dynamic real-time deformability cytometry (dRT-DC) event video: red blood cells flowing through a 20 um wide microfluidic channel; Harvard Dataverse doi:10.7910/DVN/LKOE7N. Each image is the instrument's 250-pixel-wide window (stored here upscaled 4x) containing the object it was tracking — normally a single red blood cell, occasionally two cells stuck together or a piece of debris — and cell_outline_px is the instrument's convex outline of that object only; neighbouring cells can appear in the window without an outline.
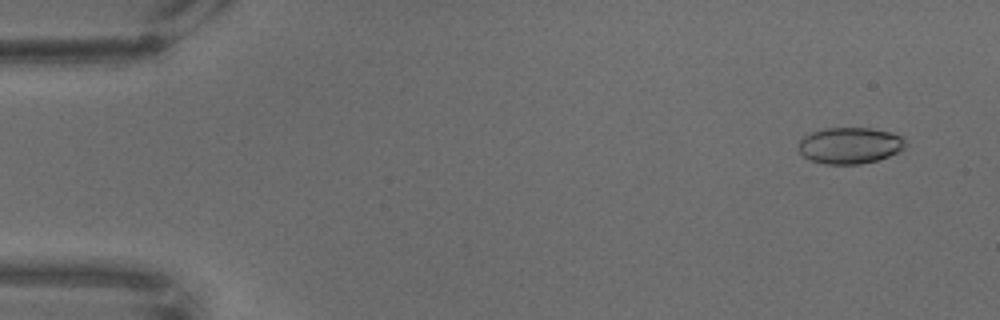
{"species": "common noctule bat (a hibernating species)", "species_latin": "Nyctalus noctula", "temperature_condition": "warm", "stored_images_in_passage": 70, "camera_frame_rate_fps": 3000, "um_per_image_px": 0.085, "animal": {"sex": "male", "body_mass_g": 18.8}, "frame": {"image": 1, "passage_image": 5, "time_ms": 1.333, "image_size_px": [1000, 320], "cell_outline_px": [[904, 148], [888, 156], [876, 160], [860, 164], [824, 164], [812, 160], [804, 156], [800, 152], [800, 140], [804, 136], [812, 132], [828, 128], [868, 128], [888, 132], [900, 136], [904, 140]], "centroid_in_image_um": [72.21, 12.37], "position_along_channel_um": 12.8, "area_um2": 22.14}}
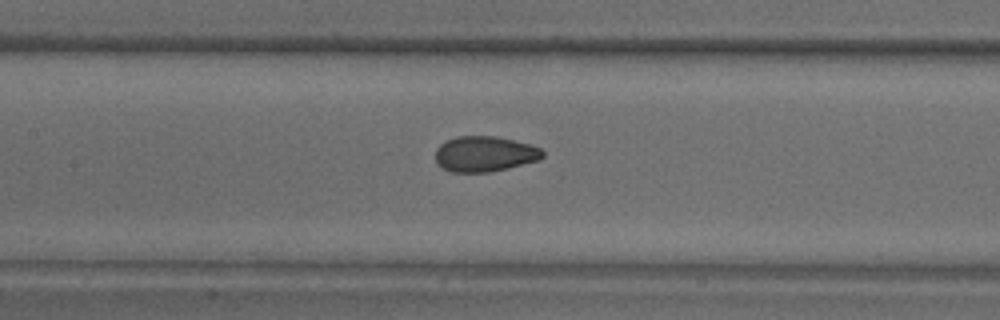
{"frame": {"image": 2, "passage_image": 33, "time_ms": 10.667, "image_size_px": [1000, 320], "cell_outline_px": [[544, 156], [540, 160], [508, 168], [488, 172], [452, 172], [436, 164], [436, 148], [440, 144], [456, 136], [496, 136], [528, 144], [540, 148], [544, 152]], "centroid_in_image_um": [41.19, 13.09], "position_along_channel_um": 166.2, "area_um2": 22.14}}
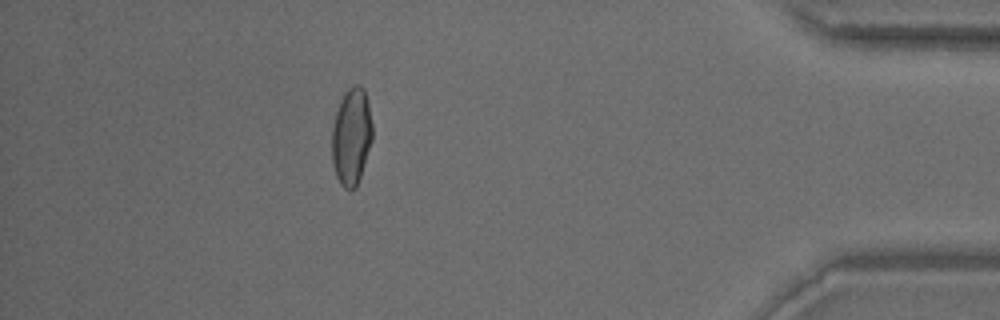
{"frame": {"image": 3, "passage_image": 62, "time_ms": 20.333, "image_size_px": [1000, 320], "cell_outline_px": [[372, 140], [356, 188], [344, 188], [340, 184], [336, 176], [332, 164], [332, 128], [336, 112], [340, 100], [344, 92], [352, 84], [360, 84], [364, 88], [368, 104], [372, 124]], "centroid_in_image_um": [29.86, 11.57], "position_along_channel_um": 405.3, "area_um2": 22.95}}